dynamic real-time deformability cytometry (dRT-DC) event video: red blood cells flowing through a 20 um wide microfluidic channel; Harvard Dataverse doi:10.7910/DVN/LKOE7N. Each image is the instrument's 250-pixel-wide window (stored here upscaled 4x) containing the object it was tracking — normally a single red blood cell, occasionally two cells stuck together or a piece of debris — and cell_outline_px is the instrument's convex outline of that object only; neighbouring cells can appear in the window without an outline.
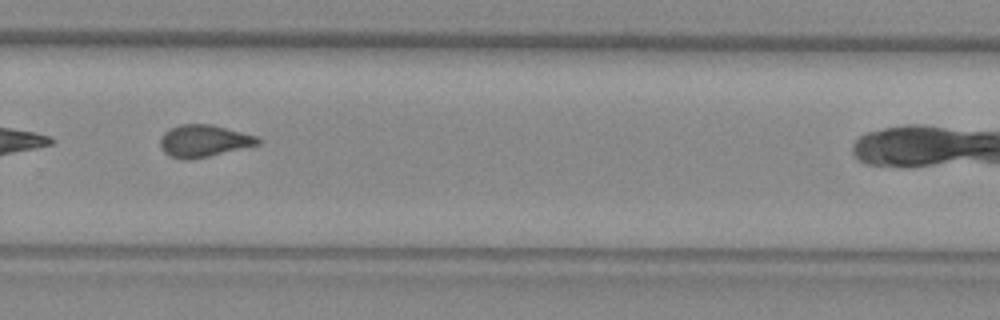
{"species": "common noctule bat (a hibernating species)", "species_latin": "Nyctalus noctula", "temperature_condition": "warm", "stored_images_in_passage": 21, "camera_frame_rate_fps": 3000, "um_per_image_px": 0.085, "animal": {"sex": "female", "body_mass_g": 29.2, "forearm_length_mm": 56.3}, "frame": {"image": 1, "passage_image": 18, "time_ms": 5.667, "image_size_px": [1000, 320], "cell_outline_px": [[260, 144], [208, 156], [188, 160], [184, 160], [168, 156], [160, 148], [160, 140], [164, 132], [180, 124], [212, 124], [260, 136]], "centroid_in_image_um": [17.33, 11.97], "position_along_channel_um": 312.5, "area_um2": 18.38}}